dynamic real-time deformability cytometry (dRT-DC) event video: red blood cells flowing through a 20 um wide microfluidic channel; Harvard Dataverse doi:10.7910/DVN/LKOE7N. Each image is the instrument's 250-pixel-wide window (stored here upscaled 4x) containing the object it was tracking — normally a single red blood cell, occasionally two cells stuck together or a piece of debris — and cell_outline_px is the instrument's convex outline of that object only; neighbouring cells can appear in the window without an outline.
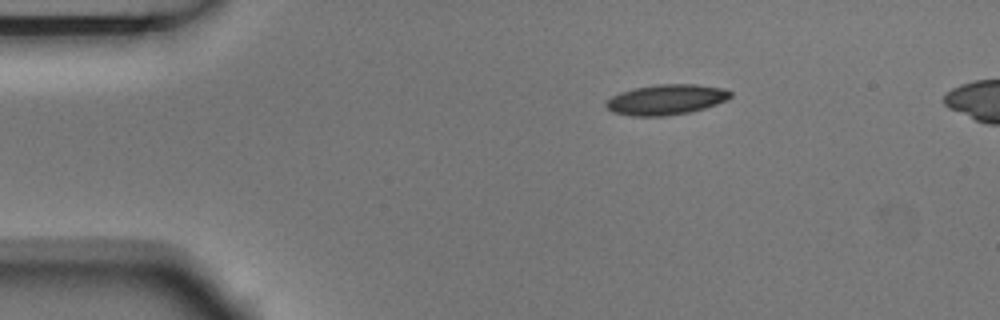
{"species": "Egyptian fruit bat (a non-hibernating species)", "species_latin": "Rousettus aegyptiacus", "temperature_condition": "room temperature", "stored_images_in_passage": 3, "segment_of_instrument_passage": [1, 2], "camera_frame_rate_fps": 3000, "um_per_image_px": 0.085, "animal": {"sex": "male"}, "frame": {"image": 1, "passage_image": 1, "time_ms": 0.0, "image_size_px": [1000, 320], "cell_outline_px": [[732, 96], [716, 104], [704, 108], [688, 112], [664, 116], [632, 116], [612, 112], [604, 104], [612, 96], [620, 92], [632, 88], [656, 84], [696, 84], [724, 88], [732, 92]], "centroid_in_image_um": [56.6, 8.45], "position_along_channel_um": 28.4, "area_um2": 21.96}}